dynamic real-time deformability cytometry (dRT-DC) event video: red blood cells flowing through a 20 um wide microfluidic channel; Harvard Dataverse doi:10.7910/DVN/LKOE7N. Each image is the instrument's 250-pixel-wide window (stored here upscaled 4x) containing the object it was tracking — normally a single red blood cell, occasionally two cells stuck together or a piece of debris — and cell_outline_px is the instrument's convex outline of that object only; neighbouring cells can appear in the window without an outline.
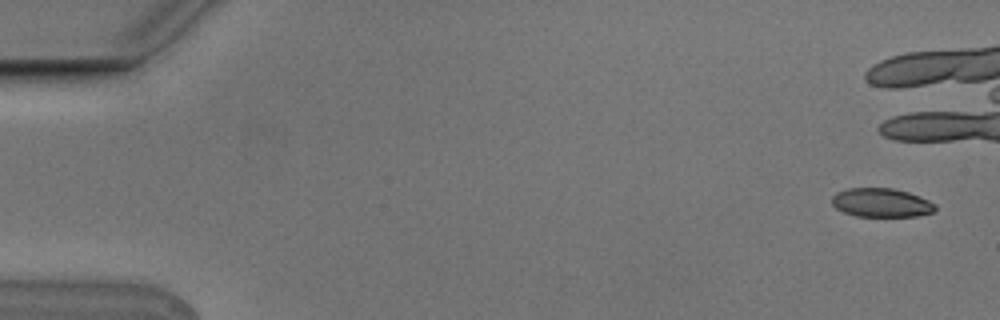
{"species": "Egyptian fruit bat (a non-hibernating species)", "species_latin": "Rousettus aegyptiacus", "temperature_condition": "cold", "stored_images_in_passage": 6, "camera_frame_rate_fps": 3000, "um_per_image_px": 0.085, "animal": {"sex": "male"}, "frame": {"image": 1, "passage_image": 1, "time_ms": 0.0, "image_size_px": [1000, 320], "cell_outline_px": [[936, 208], [932, 212], [916, 216], [856, 216], [844, 212], [836, 208], [832, 204], [832, 196], [836, 192], [848, 188], [892, 188], [908, 192], [920, 196], [936, 204]], "centroid_in_image_um": [74.9, 17.22], "position_along_channel_um": 10.1, "area_um2": 17.34}}